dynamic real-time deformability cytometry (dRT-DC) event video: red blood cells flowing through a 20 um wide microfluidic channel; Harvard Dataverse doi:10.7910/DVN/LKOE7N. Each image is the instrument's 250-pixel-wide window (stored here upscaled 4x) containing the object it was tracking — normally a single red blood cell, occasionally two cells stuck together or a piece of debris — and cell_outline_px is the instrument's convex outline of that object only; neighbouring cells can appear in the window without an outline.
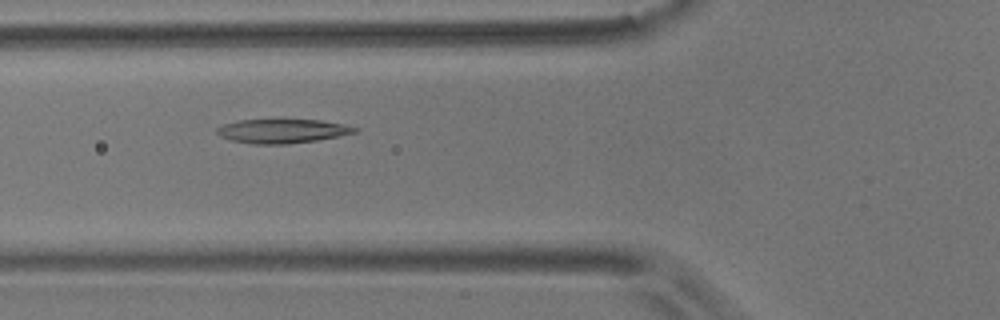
{"species": "common noctule bat (a hibernating species)", "species_latin": "Nyctalus noctula", "temperature_condition": "room temperature", "stored_images_in_passage": 12, "camera_frame_rate_fps": 3000, "um_per_image_px": 0.085, "animal": {"sex": "male", "body_mass_g": 17.9}, "frame": {"image": 1, "passage_image": 4, "time_ms": 3.333, "image_size_px": [1000, 320], "cell_outline_px": [[360, 132], [316, 140], [288, 144], [252, 144], [232, 140], [220, 136], [216, 132], [216, 128], [224, 124], [240, 120], [320, 120], [344, 124], [360, 128]], "centroid_in_image_um": [24.03, 11.14], "position_along_channel_um": 101.8, "area_um2": 19.31}}
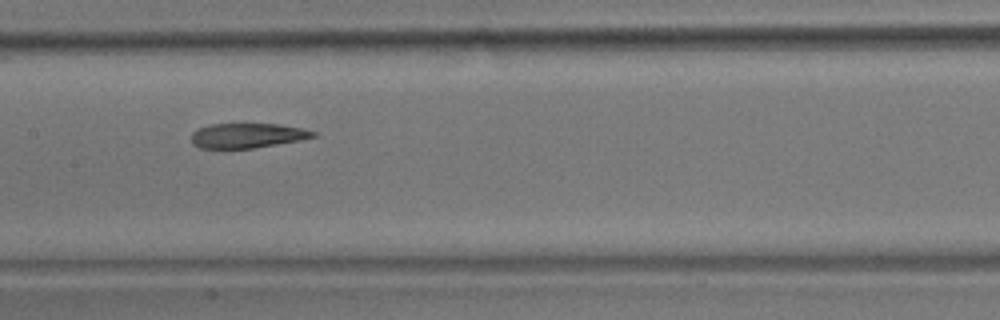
{"frame": {"image": 2, "passage_image": 6, "time_ms": 5.667, "image_size_px": [1000, 320], "cell_outline_px": [[316, 136], [300, 140], [252, 148], [200, 148], [192, 144], [192, 132], [200, 128], [212, 124], [280, 124], [300, 128], [316, 132]], "centroid_in_image_um": [21.01, 11.52], "position_along_channel_um": 186.4, "area_um2": 17.34}}
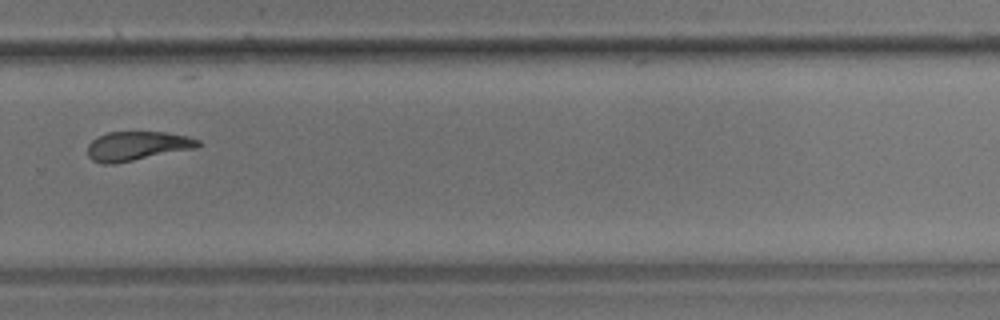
{"frame": {"image": 3, "passage_image": 9, "time_ms": 9.333, "image_size_px": [1000, 320], "cell_outline_px": [[200, 144], [196, 148], [116, 164], [104, 164], [92, 160], [88, 156], [88, 144], [92, 140], [108, 132], [164, 132], [188, 136], [200, 140]], "centroid_in_image_um": [11.66, 12.41], "position_along_channel_um": 318.1, "area_um2": 18.79}, "authors_computed_cell_mechanics": {"area_um2": 19.5364, "velocity_mm_per_s": 3.6215, "shape_relaxation_time_tau1_ms": null, "shape_relaxation_time_tau2_ms": 7.2755, "deformation_change_tau1": null, "deformation_change_tau2": 0.1016}}